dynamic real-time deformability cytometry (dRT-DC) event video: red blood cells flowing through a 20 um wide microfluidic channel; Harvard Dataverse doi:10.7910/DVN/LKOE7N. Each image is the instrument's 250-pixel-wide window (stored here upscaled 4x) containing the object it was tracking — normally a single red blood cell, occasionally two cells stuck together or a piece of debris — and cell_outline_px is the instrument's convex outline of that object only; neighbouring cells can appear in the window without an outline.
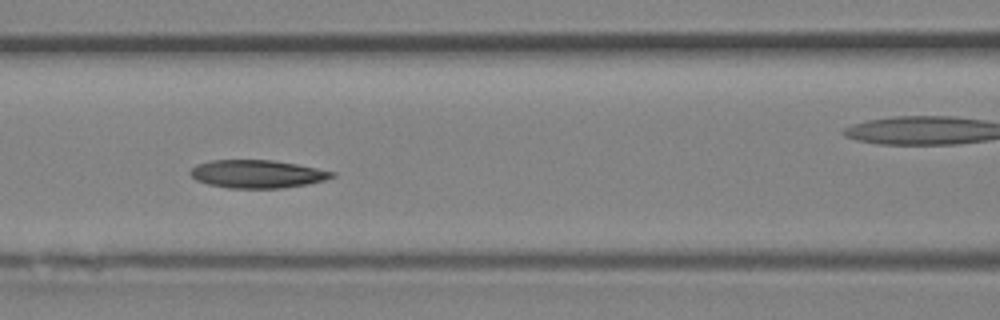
{"species": "Egyptian fruit bat (a non-hibernating species)", "species_latin": "Rousettus aegyptiacus", "temperature_condition": "room temperature", "stored_images_in_passage": 37, "camera_frame_rate_fps": 3000, "um_per_image_px": 0.085, "animal": {"sex": "female"}, "frame": {"image": 1, "passage_image": 16, "time_ms": 5.0, "image_size_px": [1000, 320], "cell_outline_px": [[336, 176], [324, 180], [308, 184], [280, 188], [228, 188], [208, 184], [196, 180], [188, 172], [196, 164], [212, 160], [272, 160], [296, 164], [336, 172]], "centroid_in_image_um": [21.85, 14.79], "position_along_channel_um": 144.7, "area_um2": 23.12}}
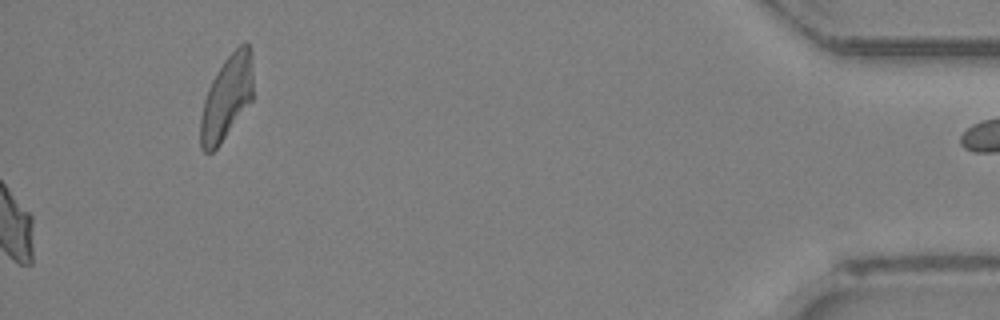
{"frame": {"image": 2, "passage_image": 37, "time_ms": 12.0, "image_size_px": [1000, 320], "cell_outline_px": [[252, 100], [220, 144], [212, 152], [204, 152], [200, 148], [200, 120], [204, 100], [208, 88], [216, 72], [224, 60], [244, 40], [248, 44], [252, 56]], "centroid_in_image_um": [19.26, 8.3], "position_along_channel_um": 415.9, "area_um2": 25.66}}